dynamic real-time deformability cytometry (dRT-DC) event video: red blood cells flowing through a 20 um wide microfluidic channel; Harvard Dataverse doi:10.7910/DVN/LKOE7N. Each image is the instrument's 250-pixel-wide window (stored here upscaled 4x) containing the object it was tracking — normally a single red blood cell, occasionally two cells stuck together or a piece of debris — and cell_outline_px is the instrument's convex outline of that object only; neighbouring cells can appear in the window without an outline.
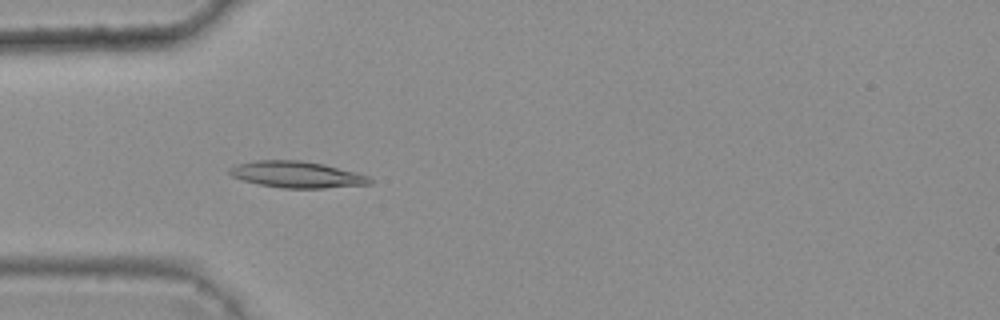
{"species": "common noctule bat (a hibernating species)", "species_latin": "Nyctalus noctula", "temperature_condition": "warm", "stored_images_in_passage": 5, "camera_frame_rate_fps": 3000, "um_per_image_px": 0.085, "animal": {"sex": "female", "body_mass_g": 25.1}, "frame": {"image": 1, "passage_image": 4, "time_ms": 1.0, "image_size_px": [1000, 320], "cell_outline_px": [[372, 184], [324, 188], [284, 188], [260, 184], [244, 180], [232, 176], [228, 172], [228, 168], [236, 164], [256, 160], [300, 160], [324, 164], [356, 172], [368, 176], [372, 180]], "centroid_in_image_um": [25.23, 14.83], "position_along_channel_um": 59.8, "area_um2": 21.56}}
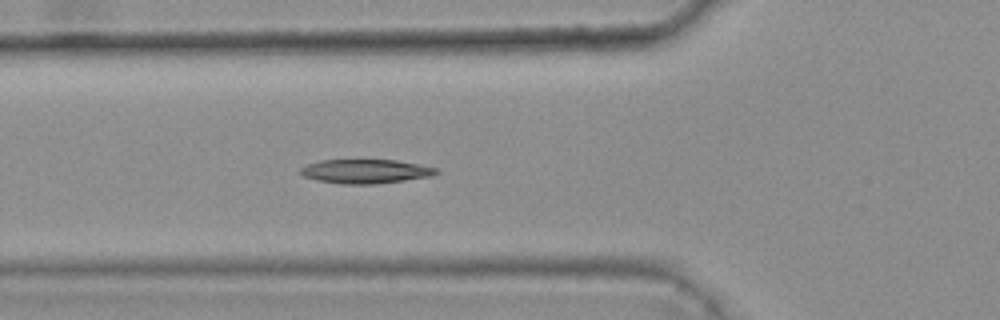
{"frame": {"image": 2, "passage_image": 5, "time_ms": 1.333, "image_size_px": [1000, 320], "cell_outline_px": [[440, 172], [432, 176], [376, 184], [340, 184], [316, 180], [304, 176], [300, 172], [300, 168], [308, 164], [320, 160], [396, 160], [436, 168]], "centroid_in_image_um": [31.05, 14.57], "position_along_channel_um": 94.7, "area_um2": 18.96}}